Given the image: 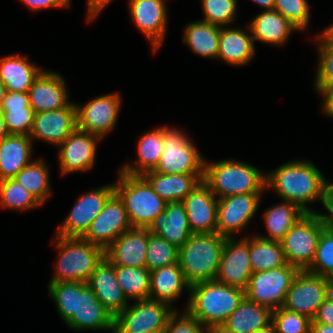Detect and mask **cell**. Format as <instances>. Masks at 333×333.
I'll list each match as a JSON object with an SVG mask.
<instances>
[{
	"label": "cell",
	"mask_w": 333,
	"mask_h": 333,
	"mask_svg": "<svg viewBox=\"0 0 333 333\" xmlns=\"http://www.w3.org/2000/svg\"><path fill=\"white\" fill-rule=\"evenodd\" d=\"M271 171L266 173V191H275L280 199L297 204L306 213L317 211L310 204L321 201L327 178L315 164L296 159Z\"/></svg>",
	"instance_id": "cell-1"
},
{
	"label": "cell",
	"mask_w": 333,
	"mask_h": 333,
	"mask_svg": "<svg viewBox=\"0 0 333 333\" xmlns=\"http://www.w3.org/2000/svg\"><path fill=\"white\" fill-rule=\"evenodd\" d=\"M186 309L204 327L222 326L245 297V290L216 280L190 286Z\"/></svg>",
	"instance_id": "cell-2"
},
{
	"label": "cell",
	"mask_w": 333,
	"mask_h": 333,
	"mask_svg": "<svg viewBox=\"0 0 333 333\" xmlns=\"http://www.w3.org/2000/svg\"><path fill=\"white\" fill-rule=\"evenodd\" d=\"M203 181L217 198L266 191V172L234 159L211 163L205 159Z\"/></svg>",
	"instance_id": "cell-3"
},
{
	"label": "cell",
	"mask_w": 333,
	"mask_h": 333,
	"mask_svg": "<svg viewBox=\"0 0 333 333\" xmlns=\"http://www.w3.org/2000/svg\"><path fill=\"white\" fill-rule=\"evenodd\" d=\"M54 238L52 244L59 252V255L55 263V274L49 283H87L96 266L105 257V251L80 237L54 235Z\"/></svg>",
	"instance_id": "cell-4"
},
{
	"label": "cell",
	"mask_w": 333,
	"mask_h": 333,
	"mask_svg": "<svg viewBox=\"0 0 333 333\" xmlns=\"http://www.w3.org/2000/svg\"><path fill=\"white\" fill-rule=\"evenodd\" d=\"M225 239L217 232L191 234L178 249V264L190 286L215 280Z\"/></svg>",
	"instance_id": "cell-5"
},
{
	"label": "cell",
	"mask_w": 333,
	"mask_h": 333,
	"mask_svg": "<svg viewBox=\"0 0 333 333\" xmlns=\"http://www.w3.org/2000/svg\"><path fill=\"white\" fill-rule=\"evenodd\" d=\"M114 188L124 202L132 228L148 229L165 211L167 202L154 192L142 175H128L119 170Z\"/></svg>",
	"instance_id": "cell-6"
},
{
	"label": "cell",
	"mask_w": 333,
	"mask_h": 333,
	"mask_svg": "<svg viewBox=\"0 0 333 333\" xmlns=\"http://www.w3.org/2000/svg\"><path fill=\"white\" fill-rule=\"evenodd\" d=\"M179 128L163 126V149L153 170L161 174H204V160L190 137Z\"/></svg>",
	"instance_id": "cell-7"
},
{
	"label": "cell",
	"mask_w": 333,
	"mask_h": 333,
	"mask_svg": "<svg viewBox=\"0 0 333 333\" xmlns=\"http://www.w3.org/2000/svg\"><path fill=\"white\" fill-rule=\"evenodd\" d=\"M333 292V280L306 270L295 276L282 307L313 319L319 306Z\"/></svg>",
	"instance_id": "cell-8"
},
{
	"label": "cell",
	"mask_w": 333,
	"mask_h": 333,
	"mask_svg": "<svg viewBox=\"0 0 333 333\" xmlns=\"http://www.w3.org/2000/svg\"><path fill=\"white\" fill-rule=\"evenodd\" d=\"M324 228L314 213L301 217L281 241L287 263L299 270H306L314 260Z\"/></svg>",
	"instance_id": "cell-9"
},
{
	"label": "cell",
	"mask_w": 333,
	"mask_h": 333,
	"mask_svg": "<svg viewBox=\"0 0 333 333\" xmlns=\"http://www.w3.org/2000/svg\"><path fill=\"white\" fill-rule=\"evenodd\" d=\"M299 269L285 265L275 269L254 272L250 276L245 297L259 305L266 306L272 311L283 306L286 293Z\"/></svg>",
	"instance_id": "cell-10"
},
{
	"label": "cell",
	"mask_w": 333,
	"mask_h": 333,
	"mask_svg": "<svg viewBox=\"0 0 333 333\" xmlns=\"http://www.w3.org/2000/svg\"><path fill=\"white\" fill-rule=\"evenodd\" d=\"M131 228L124 202L114 192L81 238L105 251L117 238Z\"/></svg>",
	"instance_id": "cell-11"
},
{
	"label": "cell",
	"mask_w": 333,
	"mask_h": 333,
	"mask_svg": "<svg viewBox=\"0 0 333 333\" xmlns=\"http://www.w3.org/2000/svg\"><path fill=\"white\" fill-rule=\"evenodd\" d=\"M175 308L150 298L128 305L114 320L129 333H163Z\"/></svg>",
	"instance_id": "cell-12"
},
{
	"label": "cell",
	"mask_w": 333,
	"mask_h": 333,
	"mask_svg": "<svg viewBox=\"0 0 333 333\" xmlns=\"http://www.w3.org/2000/svg\"><path fill=\"white\" fill-rule=\"evenodd\" d=\"M114 192V183H112L80 195L62 224L58 226L55 235L81 238Z\"/></svg>",
	"instance_id": "cell-13"
},
{
	"label": "cell",
	"mask_w": 333,
	"mask_h": 333,
	"mask_svg": "<svg viewBox=\"0 0 333 333\" xmlns=\"http://www.w3.org/2000/svg\"><path fill=\"white\" fill-rule=\"evenodd\" d=\"M121 105L118 92L93 98L84 106L76 103L77 128L103 140L115 128Z\"/></svg>",
	"instance_id": "cell-14"
},
{
	"label": "cell",
	"mask_w": 333,
	"mask_h": 333,
	"mask_svg": "<svg viewBox=\"0 0 333 333\" xmlns=\"http://www.w3.org/2000/svg\"><path fill=\"white\" fill-rule=\"evenodd\" d=\"M262 193H247L218 198L217 230L225 238H235L249 225L259 209Z\"/></svg>",
	"instance_id": "cell-15"
},
{
	"label": "cell",
	"mask_w": 333,
	"mask_h": 333,
	"mask_svg": "<svg viewBox=\"0 0 333 333\" xmlns=\"http://www.w3.org/2000/svg\"><path fill=\"white\" fill-rule=\"evenodd\" d=\"M129 15L143 36L148 39L153 53L163 44L168 29L166 0H128Z\"/></svg>",
	"instance_id": "cell-16"
},
{
	"label": "cell",
	"mask_w": 333,
	"mask_h": 333,
	"mask_svg": "<svg viewBox=\"0 0 333 333\" xmlns=\"http://www.w3.org/2000/svg\"><path fill=\"white\" fill-rule=\"evenodd\" d=\"M102 139L76 128L58 146V162L62 175L88 172L95 166L97 145Z\"/></svg>",
	"instance_id": "cell-17"
},
{
	"label": "cell",
	"mask_w": 333,
	"mask_h": 333,
	"mask_svg": "<svg viewBox=\"0 0 333 333\" xmlns=\"http://www.w3.org/2000/svg\"><path fill=\"white\" fill-rule=\"evenodd\" d=\"M251 275L248 236L226 238L215 280L246 290Z\"/></svg>",
	"instance_id": "cell-18"
},
{
	"label": "cell",
	"mask_w": 333,
	"mask_h": 333,
	"mask_svg": "<svg viewBox=\"0 0 333 333\" xmlns=\"http://www.w3.org/2000/svg\"><path fill=\"white\" fill-rule=\"evenodd\" d=\"M77 128L76 103L58 110L35 113L29 137L59 146Z\"/></svg>",
	"instance_id": "cell-19"
},
{
	"label": "cell",
	"mask_w": 333,
	"mask_h": 333,
	"mask_svg": "<svg viewBox=\"0 0 333 333\" xmlns=\"http://www.w3.org/2000/svg\"><path fill=\"white\" fill-rule=\"evenodd\" d=\"M182 203L192 234L216 233L218 198L204 181H201Z\"/></svg>",
	"instance_id": "cell-20"
},
{
	"label": "cell",
	"mask_w": 333,
	"mask_h": 333,
	"mask_svg": "<svg viewBox=\"0 0 333 333\" xmlns=\"http://www.w3.org/2000/svg\"><path fill=\"white\" fill-rule=\"evenodd\" d=\"M62 74L43 68L28 90L29 103L35 113L58 110L71 102Z\"/></svg>",
	"instance_id": "cell-21"
},
{
	"label": "cell",
	"mask_w": 333,
	"mask_h": 333,
	"mask_svg": "<svg viewBox=\"0 0 333 333\" xmlns=\"http://www.w3.org/2000/svg\"><path fill=\"white\" fill-rule=\"evenodd\" d=\"M87 284L114 318L130 304L117 282L115 265L106 257L96 266Z\"/></svg>",
	"instance_id": "cell-22"
},
{
	"label": "cell",
	"mask_w": 333,
	"mask_h": 333,
	"mask_svg": "<svg viewBox=\"0 0 333 333\" xmlns=\"http://www.w3.org/2000/svg\"><path fill=\"white\" fill-rule=\"evenodd\" d=\"M114 317L104 308L92 289L85 282H79L78 312L66 323L73 331H109Z\"/></svg>",
	"instance_id": "cell-23"
},
{
	"label": "cell",
	"mask_w": 333,
	"mask_h": 333,
	"mask_svg": "<svg viewBox=\"0 0 333 333\" xmlns=\"http://www.w3.org/2000/svg\"><path fill=\"white\" fill-rule=\"evenodd\" d=\"M149 234L148 229H129L105 250V257L114 265L146 268Z\"/></svg>",
	"instance_id": "cell-24"
},
{
	"label": "cell",
	"mask_w": 333,
	"mask_h": 333,
	"mask_svg": "<svg viewBox=\"0 0 333 333\" xmlns=\"http://www.w3.org/2000/svg\"><path fill=\"white\" fill-rule=\"evenodd\" d=\"M220 27L217 59L233 66H244L255 57V44L251 29Z\"/></svg>",
	"instance_id": "cell-25"
},
{
	"label": "cell",
	"mask_w": 333,
	"mask_h": 333,
	"mask_svg": "<svg viewBox=\"0 0 333 333\" xmlns=\"http://www.w3.org/2000/svg\"><path fill=\"white\" fill-rule=\"evenodd\" d=\"M148 231L180 249L192 234L182 202H167L163 214L158 215Z\"/></svg>",
	"instance_id": "cell-26"
},
{
	"label": "cell",
	"mask_w": 333,
	"mask_h": 333,
	"mask_svg": "<svg viewBox=\"0 0 333 333\" xmlns=\"http://www.w3.org/2000/svg\"><path fill=\"white\" fill-rule=\"evenodd\" d=\"M254 44L281 46L286 43L294 31H299L288 19L276 10H263L248 23Z\"/></svg>",
	"instance_id": "cell-27"
},
{
	"label": "cell",
	"mask_w": 333,
	"mask_h": 333,
	"mask_svg": "<svg viewBox=\"0 0 333 333\" xmlns=\"http://www.w3.org/2000/svg\"><path fill=\"white\" fill-rule=\"evenodd\" d=\"M0 112L8 135L29 136L35 111L30 106L28 93L6 91Z\"/></svg>",
	"instance_id": "cell-28"
},
{
	"label": "cell",
	"mask_w": 333,
	"mask_h": 333,
	"mask_svg": "<svg viewBox=\"0 0 333 333\" xmlns=\"http://www.w3.org/2000/svg\"><path fill=\"white\" fill-rule=\"evenodd\" d=\"M42 70L24 55L11 54L0 58V82L6 91L27 93Z\"/></svg>",
	"instance_id": "cell-29"
},
{
	"label": "cell",
	"mask_w": 333,
	"mask_h": 333,
	"mask_svg": "<svg viewBox=\"0 0 333 333\" xmlns=\"http://www.w3.org/2000/svg\"><path fill=\"white\" fill-rule=\"evenodd\" d=\"M32 144V139L25 135L7 134L0 138V180L14 178L32 162Z\"/></svg>",
	"instance_id": "cell-30"
},
{
	"label": "cell",
	"mask_w": 333,
	"mask_h": 333,
	"mask_svg": "<svg viewBox=\"0 0 333 333\" xmlns=\"http://www.w3.org/2000/svg\"><path fill=\"white\" fill-rule=\"evenodd\" d=\"M184 288L189 291L190 285L178 262L150 271V299L165 302L174 308L173 301L182 296Z\"/></svg>",
	"instance_id": "cell-31"
},
{
	"label": "cell",
	"mask_w": 333,
	"mask_h": 333,
	"mask_svg": "<svg viewBox=\"0 0 333 333\" xmlns=\"http://www.w3.org/2000/svg\"><path fill=\"white\" fill-rule=\"evenodd\" d=\"M142 176L166 202H182L204 179V174H161L153 170Z\"/></svg>",
	"instance_id": "cell-32"
},
{
	"label": "cell",
	"mask_w": 333,
	"mask_h": 333,
	"mask_svg": "<svg viewBox=\"0 0 333 333\" xmlns=\"http://www.w3.org/2000/svg\"><path fill=\"white\" fill-rule=\"evenodd\" d=\"M272 310L248 300L246 297L222 325L233 333H255L270 326Z\"/></svg>",
	"instance_id": "cell-33"
},
{
	"label": "cell",
	"mask_w": 333,
	"mask_h": 333,
	"mask_svg": "<svg viewBox=\"0 0 333 333\" xmlns=\"http://www.w3.org/2000/svg\"><path fill=\"white\" fill-rule=\"evenodd\" d=\"M163 142V126L144 133L138 141L137 160L125 163L119 170L128 175H143L154 170L162 155Z\"/></svg>",
	"instance_id": "cell-34"
},
{
	"label": "cell",
	"mask_w": 333,
	"mask_h": 333,
	"mask_svg": "<svg viewBox=\"0 0 333 333\" xmlns=\"http://www.w3.org/2000/svg\"><path fill=\"white\" fill-rule=\"evenodd\" d=\"M304 212L297 204L281 200V203L269 207L263 214L267 236L260 235L267 240L281 242L287 232L304 215Z\"/></svg>",
	"instance_id": "cell-35"
},
{
	"label": "cell",
	"mask_w": 333,
	"mask_h": 333,
	"mask_svg": "<svg viewBox=\"0 0 333 333\" xmlns=\"http://www.w3.org/2000/svg\"><path fill=\"white\" fill-rule=\"evenodd\" d=\"M220 27L197 20L189 22L184 29L183 42L193 53L203 58L217 59Z\"/></svg>",
	"instance_id": "cell-36"
},
{
	"label": "cell",
	"mask_w": 333,
	"mask_h": 333,
	"mask_svg": "<svg viewBox=\"0 0 333 333\" xmlns=\"http://www.w3.org/2000/svg\"><path fill=\"white\" fill-rule=\"evenodd\" d=\"M252 273L287 265L281 242L271 241L253 234L248 235Z\"/></svg>",
	"instance_id": "cell-37"
},
{
	"label": "cell",
	"mask_w": 333,
	"mask_h": 333,
	"mask_svg": "<svg viewBox=\"0 0 333 333\" xmlns=\"http://www.w3.org/2000/svg\"><path fill=\"white\" fill-rule=\"evenodd\" d=\"M46 165L43 159L33 160L14 177V179L32 193L42 205L52 193L49 167Z\"/></svg>",
	"instance_id": "cell-38"
},
{
	"label": "cell",
	"mask_w": 333,
	"mask_h": 333,
	"mask_svg": "<svg viewBox=\"0 0 333 333\" xmlns=\"http://www.w3.org/2000/svg\"><path fill=\"white\" fill-rule=\"evenodd\" d=\"M115 275L129 301L149 298L150 271L147 268L115 265Z\"/></svg>",
	"instance_id": "cell-39"
},
{
	"label": "cell",
	"mask_w": 333,
	"mask_h": 333,
	"mask_svg": "<svg viewBox=\"0 0 333 333\" xmlns=\"http://www.w3.org/2000/svg\"><path fill=\"white\" fill-rule=\"evenodd\" d=\"M318 68L316 70L314 89L320 94L333 85V39L323 30L315 38Z\"/></svg>",
	"instance_id": "cell-40"
},
{
	"label": "cell",
	"mask_w": 333,
	"mask_h": 333,
	"mask_svg": "<svg viewBox=\"0 0 333 333\" xmlns=\"http://www.w3.org/2000/svg\"><path fill=\"white\" fill-rule=\"evenodd\" d=\"M47 287L58 316L66 324L78 312L79 282L49 283Z\"/></svg>",
	"instance_id": "cell-41"
},
{
	"label": "cell",
	"mask_w": 333,
	"mask_h": 333,
	"mask_svg": "<svg viewBox=\"0 0 333 333\" xmlns=\"http://www.w3.org/2000/svg\"><path fill=\"white\" fill-rule=\"evenodd\" d=\"M42 204L14 178L0 180V207L10 210H32Z\"/></svg>",
	"instance_id": "cell-42"
},
{
	"label": "cell",
	"mask_w": 333,
	"mask_h": 333,
	"mask_svg": "<svg viewBox=\"0 0 333 333\" xmlns=\"http://www.w3.org/2000/svg\"><path fill=\"white\" fill-rule=\"evenodd\" d=\"M178 262V248L158 235L149 234L146 251V268L149 271Z\"/></svg>",
	"instance_id": "cell-43"
},
{
	"label": "cell",
	"mask_w": 333,
	"mask_h": 333,
	"mask_svg": "<svg viewBox=\"0 0 333 333\" xmlns=\"http://www.w3.org/2000/svg\"><path fill=\"white\" fill-rule=\"evenodd\" d=\"M306 271L333 280V228L322 230L314 260Z\"/></svg>",
	"instance_id": "cell-44"
},
{
	"label": "cell",
	"mask_w": 333,
	"mask_h": 333,
	"mask_svg": "<svg viewBox=\"0 0 333 333\" xmlns=\"http://www.w3.org/2000/svg\"><path fill=\"white\" fill-rule=\"evenodd\" d=\"M204 14L202 21L225 27L237 18V0H201Z\"/></svg>",
	"instance_id": "cell-45"
},
{
	"label": "cell",
	"mask_w": 333,
	"mask_h": 333,
	"mask_svg": "<svg viewBox=\"0 0 333 333\" xmlns=\"http://www.w3.org/2000/svg\"><path fill=\"white\" fill-rule=\"evenodd\" d=\"M311 319L280 307L272 311V325L276 333H310Z\"/></svg>",
	"instance_id": "cell-46"
},
{
	"label": "cell",
	"mask_w": 333,
	"mask_h": 333,
	"mask_svg": "<svg viewBox=\"0 0 333 333\" xmlns=\"http://www.w3.org/2000/svg\"><path fill=\"white\" fill-rule=\"evenodd\" d=\"M273 10L288 19L300 32L308 29L311 14L307 0H275Z\"/></svg>",
	"instance_id": "cell-47"
},
{
	"label": "cell",
	"mask_w": 333,
	"mask_h": 333,
	"mask_svg": "<svg viewBox=\"0 0 333 333\" xmlns=\"http://www.w3.org/2000/svg\"><path fill=\"white\" fill-rule=\"evenodd\" d=\"M184 312V313H183ZM175 311L170 315L163 333H206L204 327L186 309Z\"/></svg>",
	"instance_id": "cell-48"
},
{
	"label": "cell",
	"mask_w": 333,
	"mask_h": 333,
	"mask_svg": "<svg viewBox=\"0 0 333 333\" xmlns=\"http://www.w3.org/2000/svg\"><path fill=\"white\" fill-rule=\"evenodd\" d=\"M320 202L328 213L315 211L314 214L325 228H333V189L326 185Z\"/></svg>",
	"instance_id": "cell-49"
},
{
	"label": "cell",
	"mask_w": 333,
	"mask_h": 333,
	"mask_svg": "<svg viewBox=\"0 0 333 333\" xmlns=\"http://www.w3.org/2000/svg\"><path fill=\"white\" fill-rule=\"evenodd\" d=\"M311 323L333 325V292L319 306Z\"/></svg>",
	"instance_id": "cell-50"
},
{
	"label": "cell",
	"mask_w": 333,
	"mask_h": 333,
	"mask_svg": "<svg viewBox=\"0 0 333 333\" xmlns=\"http://www.w3.org/2000/svg\"><path fill=\"white\" fill-rule=\"evenodd\" d=\"M31 11L38 12L47 8H66L70 7L71 0H20Z\"/></svg>",
	"instance_id": "cell-51"
},
{
	"label": "cell",
	"mask_w": 333,
	"mask_h": 333,
	"mask_svg": "<svg viewBox=\"0 0 333 333\" xmlns=\"http://www.w3.org/2000/svg\"><path fill=\"white\" fill-rule=\"evenodd\" d=\"M113 0H86L87 17L86 20L91 22L106 8Z\"/></svg>",
	"instance_id": "cell-52"
},
{
	"label": "cell",
	"mask_w": 333,
	"mask_h": 333,
	"mask_svg": "<svg viewBox=\"0 0 333 333\" xmlns=\"http://www.w3.org/2000/svg\"><path fill=\"white\" fill-rule=\"evenodd\" d=\"M320 94L323 97L322 112L325 116L333 118V85L325 88Z\"/></svg>",
	"instance_id": "cell-53"
},
{
	"label": "cell",
	"mask_w": 333,
	"mask_h": 333,
	"mask_svg": "<svg viewBox=\"0 0 333 333\" xmlns=\"http://www.w3.org/2000/svg\"><path fill=\"white\" fill-rule=\"evenodd\" d=\"M310 333H333V325L311 323Z\"/></svg>",
	"instance_id": "cell-54"
},
{
	"label": "cell",
	"mask_w": 333,
	"mask_h": 333,
	"mask_svg": "<svg viewBox=\"0 0 333 333\" xmlns=\"http://www.w3.org/2000/svg\"><path fill=\"white\" fill-rule=\"evenodd\" d=\"M265 10H273L275 0H252Z\"/></svg>",
	"instance_id": "cell-55"
},
{
	"label": "cell",
	"mask_w": 333,
	"mask_h": 333,
	"mask_svg": "<svg viewBox=\"0 0 333 333\" xmlns=\"http://www.w3.org/2000/svg\"><path fill=\"white\" fill-rule=\"evenodd\" d=\"M206 333H233L223 326H210L206 328Z\"/></svg>",
	"instance_id": "cell-56"
},
{
	"label": "cell",
	"mask_w": 333,
	"mask_h": 333,
	"mask_svg": "<svg viewBox=\"0 0 333 333\" xmlns=\"http://www.w3.org/2000/svg\"><path fill=\"white\" fill-rule=\"evenodd\" d=\"M109 331H111V333H129L125 331L115 320L112 323V326L109 329Z\"/></svg>",
	"instance_id": "cell-57"
},
{
	"label": "cell",
	"mask_w": 333,
	"mask_h": 333,
	"mask_svg": "<svg viewBox=\"0 0 333 333\" xmlns=\"http://www.w3.org/2000/svg\"><path fill=\"white\" fill-rule=\"evenodd\" d=\"M6 135H7V131H6V128L4 125L2 113L0 112V138L4 137Z\"/></svg>",
	"instance_id": "cell-58"
},
{
	"label": "cell",
	"mask_w": 333,
	"mask_h": 333,
	"mask_svg": "<svg viewBox=\"0 0 333 333\" xmlns=\"http://www.w3.org/2000/svg\"><path fill=\"white\" fill-rule=\"evenodd\" d=\"M6 94V87L0 82V107Z\"/></svg>",
	"instance_id": "cell-59"
},
{
	"label": "cell",
	"mask_w": 333,
	"mask_h": 333,
	"mask_svg": "<svg viewBox=\"0 0 333 333\" xmlns=\"http://www.w3.org/2000/svg\"><path fill=\"white\" fill-rule=\"evenodd\" d=\"M255 333H276V332H275L274 326L271 324L267 328L258 330Z\"/></svg>",
	"instance_id": "cell-60"
},
{
	"label": "cell",
	"mask_w": 333,
	"mask_h": 333,
	"mask_svg": "<svg viewBox=\"0 0 333 333\" xmlns=\"http://www.w3.org/2000/svg\"><path fill=\"white\" fill-rule=\"evenodd\" d=\"M324 31L333 39V23L325 27Z\"/></svg>",
	"instance_id": "cell-61"
},
{
	"label": "cell",
	"mask_w": 333,
	"mask_h": 333,
	"mask_svg": "<svg viewBox=\"0 0 333 333\" xmlns=\"http://www.w3.org/2000/svg\"><path fill=\"white\" fill-rule=\"evenodd\" d=\"M326 185H327L329 188L333 189V183H331L329 180H326Z\"/></svg>",
	"instance_id": "cell-62"
}]
</instances>
